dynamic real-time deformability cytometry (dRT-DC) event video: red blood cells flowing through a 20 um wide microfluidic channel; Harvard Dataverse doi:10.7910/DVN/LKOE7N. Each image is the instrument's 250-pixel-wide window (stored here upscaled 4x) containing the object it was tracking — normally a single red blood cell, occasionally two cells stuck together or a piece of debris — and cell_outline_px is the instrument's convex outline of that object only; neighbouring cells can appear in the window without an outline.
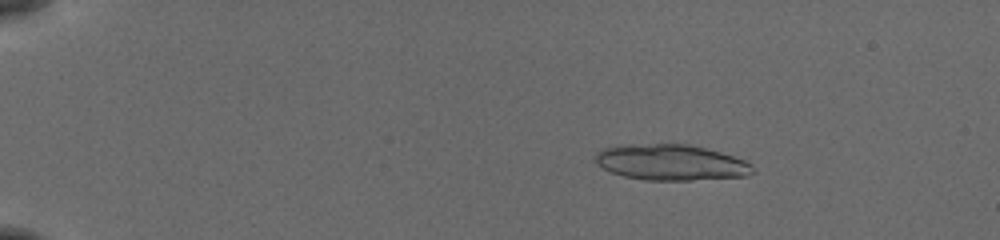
{"species": "common noctule bat (a hibernating species)", "species_latin": "Nyctalus noctula", "temperature_condition": "cold", "stored_images_in_passage": 49, "segment_of_instrument_passage": [1, 2], "camera_frame_rate_fps": 3000, "um_per_image_px": 0.085, "animal": {"sex": "female", "body_mass_g": 19.5, "forearm_length_mm": 54.1}, "frame": {"image": 1, "passage_image": 10, "time_ms": 3.0, "image_size_px": [1000, 240], "cell_outline_px": [[756, 172], [748, 176], [692, 180], [644, 180], [624, 176], [612, 172], [596, 164], [596, 152], [604, 148], [628, 144], [688, 144], [720, 152], [744, 160], [752, 164]], "centroid_in_image_um": [57.06, 13.81], "position_along_channel_um": 27.9, "area_um2": 32.83}}